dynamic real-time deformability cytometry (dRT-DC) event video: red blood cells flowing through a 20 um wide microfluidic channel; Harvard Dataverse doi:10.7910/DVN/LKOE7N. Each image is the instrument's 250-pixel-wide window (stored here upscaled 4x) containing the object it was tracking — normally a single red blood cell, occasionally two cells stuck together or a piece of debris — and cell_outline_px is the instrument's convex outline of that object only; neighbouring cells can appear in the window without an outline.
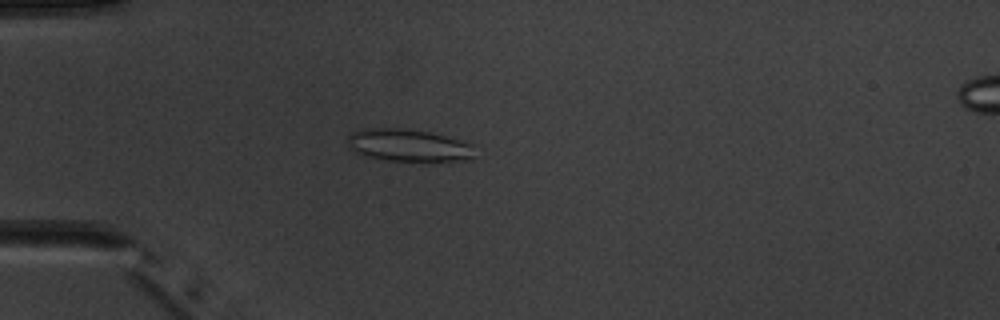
{"species": "common noctule bat (a hibernating species)", "species_latin": "Nyctalus noctula", "temperature_condition": "warm", "stored_images_in_passage": 4, "camera_frame_rate_fps": 3000, "um_per_image_px": 0.085, "animal": {"sex": "male", "body_mass_g": 20.1, "forearm_length_mm": 53.5}, "frame": {"image": 1, "passage_image": 3, "time_ms": 3.667, "image_size_px": [1000, 320], "cell_outline_px": [[476, 144], [472, 160], [388, 160], [364, 156], [356, 152], [348, 144], [348, 136], [352, 132], [360, 128], [404, 128], [428, 132]], "centroid_in_image_um": [34.73, 12.33], "position_along_channel_um": 50.3, "area_um2": 23.87}}